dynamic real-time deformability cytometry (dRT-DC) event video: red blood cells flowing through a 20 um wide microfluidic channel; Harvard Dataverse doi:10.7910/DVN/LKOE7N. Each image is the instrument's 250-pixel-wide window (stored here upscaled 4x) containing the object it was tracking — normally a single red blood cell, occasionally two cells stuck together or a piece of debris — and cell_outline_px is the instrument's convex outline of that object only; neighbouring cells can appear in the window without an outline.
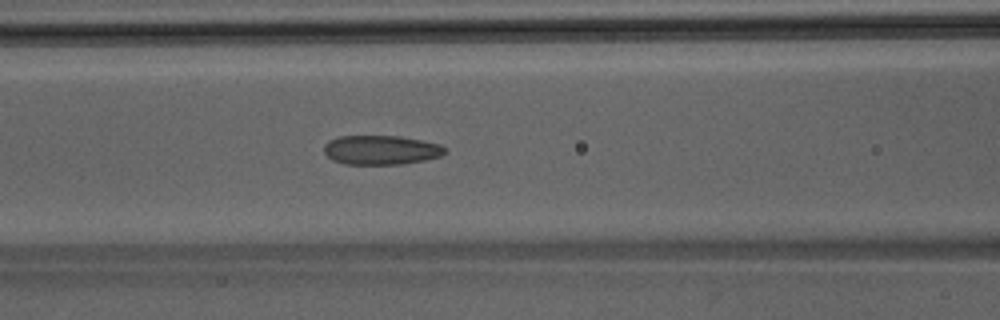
{"species": "Egyptian fruit bat (a non-hibernating species)", "species_latin": "Rousettus aegyptiacus", "temperature_condition": "room temperature", "stored_images_in_passage": 47, "camera_frame_rate_fps": 3000, "um_per_image_px": 0.085, "animal": {"sex": "male"}, "frame": {"image": 1, "passage_image": 20, "time_ms": 6.333, "image_size_px": [1000, 320], "cell_outline_px": [[448, 152], [440, 156], [424, 160], [400, 164], [344, 164], [332, 160], [324, 152], [324, 144], [328, 140], [340, 136], [400, 136], [440, 144], [448, 148]], "centroid_in_image_um": [32.39, 12.74], "position_along_channel_um": 134.2, "area_um2": 20.75}}
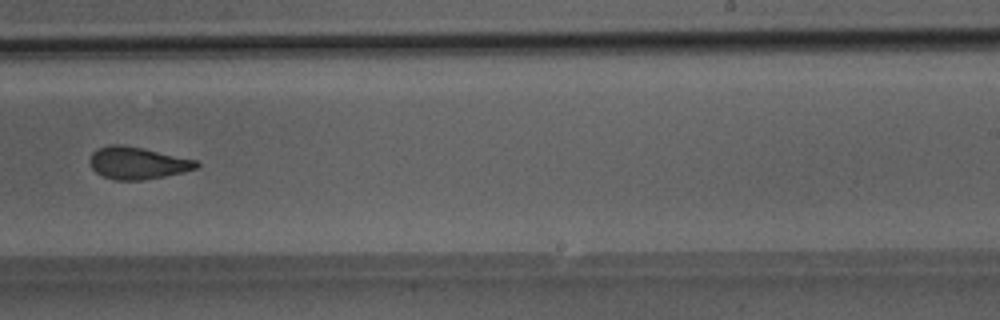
{"frame": {"image": 2, "passage_image": 30, "time_ms": 9.667, "image_size_px": [1000, 320], "cell_outline_px": [[200, 168], [184, 172], [144, 180], [116, 180], [104, 176], [96, 172], [92, 168], [88, 160], [92, 152], [96, 148], [108, 144], [124, 144], [144, 148], [196, 160], [200, 164]], "centroid_in_image_um": [11.68, 13.84], "position_along_channel_um": 277.3, "area_um2": 20.29}}
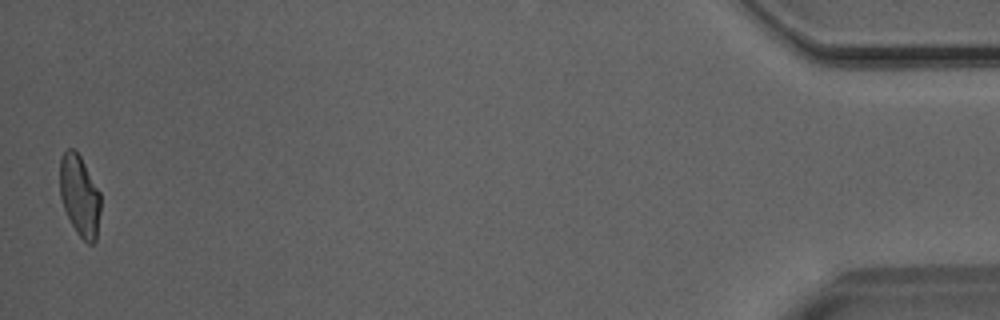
{"frame": {"image": 3, "passage_image": 47, "time_ms": 15.333, "image_size_px": [1000, 320], "cell_outline_px": [[100, 212], [96, 240], [92, 244], [88, 244], [76, 232], [64, 208], [60, 196], [60, 156], [68, 148], [72, 148], [80, 156], [100, 192]], "centroid_in_image_um": [6.77, 16.63], "position_along_channel_um": 428.4, "area_um2": 19.13}}